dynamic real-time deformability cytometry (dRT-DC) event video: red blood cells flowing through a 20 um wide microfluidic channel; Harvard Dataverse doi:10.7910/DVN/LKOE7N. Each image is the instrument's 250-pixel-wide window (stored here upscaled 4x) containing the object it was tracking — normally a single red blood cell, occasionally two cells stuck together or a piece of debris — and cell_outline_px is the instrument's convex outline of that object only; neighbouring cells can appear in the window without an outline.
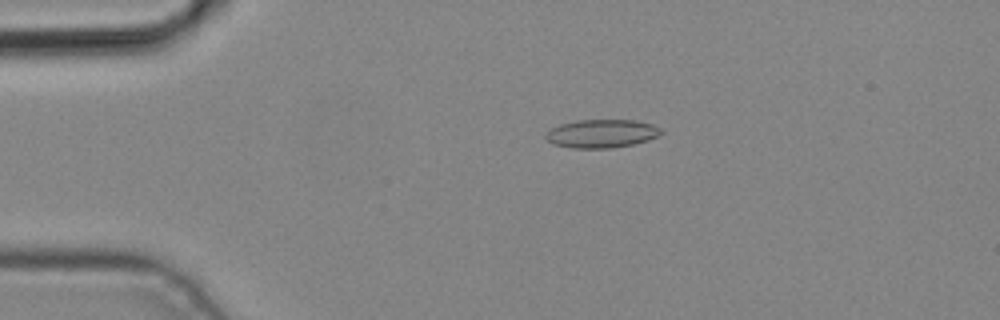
{"species": "common noctule bat (a hibernating species)", "species_latin": "Nyctalus noctula", "temperature_condition": "cold", "stored_images_in_passage": 4, "camera_frame_rate_fps": 3000, "um_per_image_px": 0.085, "animal": {"sex": "male", "body_mass_g": 19.2, "forearm_length_mm": 51.8}, "frame": {"image": 1, "passage_image": 3, "time_ms": 0.667, "image_size_px": [1000, 320], "cell_outline_px": [[664, 132], [660, 136], [648, 140], [632, 144], [612, 148], [572, 148], [556, 144], [548, 140], [544, 136], [552, 128], [560, 124], [576, 120], [636, 120], [652, 124], [660, 128]], "centroid_in_image_um": [51.19, 11.35], "position_along_channel_um": 33.8, "area_um2": 19.02}}